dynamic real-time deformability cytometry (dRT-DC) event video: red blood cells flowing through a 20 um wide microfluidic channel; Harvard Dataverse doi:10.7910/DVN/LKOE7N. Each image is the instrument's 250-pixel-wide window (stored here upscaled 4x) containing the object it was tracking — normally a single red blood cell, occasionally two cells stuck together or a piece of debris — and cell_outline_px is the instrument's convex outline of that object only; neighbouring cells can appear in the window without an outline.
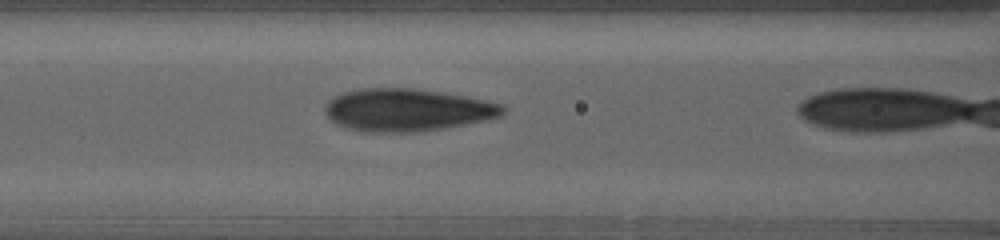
{"species": "human", "species_latin": "Homo sapiens", "temperature_condition": "warm", "stored_images_in_passage": 18, "camera_frame_rate_fps": 3000, "um_per_image_px": 0.085, "donor": {"sex": "female"}, "frame": {"image": 1, "passage_image": 6, "time_ms": 1.0, "image_size_px": [1000, 240], "cell_outline_px": [[508, 108], [500, 116], [484, 120], [440, 128], [412, 132], [364, 132], [344, 128], [336, 124], [328, 116], [328, 104], [332, 96], [344, 92], [360, 88], [412, 88], [440, 92], [464, 96], [504, 104]], "centroid_in_image_um": [34.6, 9.34], "position_along_channel_um": 132.0, "area_um2": 43.64}}